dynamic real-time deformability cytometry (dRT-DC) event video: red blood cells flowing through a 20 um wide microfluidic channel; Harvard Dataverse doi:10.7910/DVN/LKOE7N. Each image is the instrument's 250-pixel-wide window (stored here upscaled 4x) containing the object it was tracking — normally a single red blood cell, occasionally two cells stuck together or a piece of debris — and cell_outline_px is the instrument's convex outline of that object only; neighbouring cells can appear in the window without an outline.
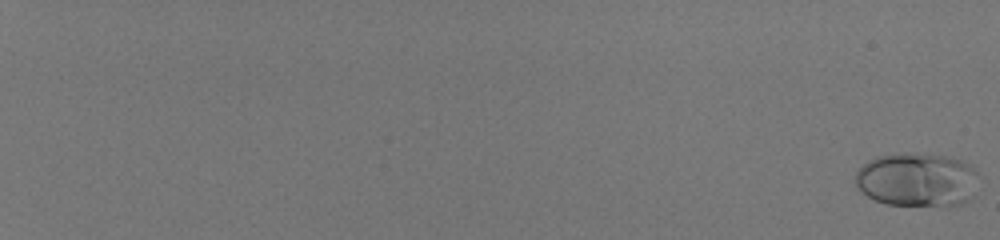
{"species": "human", "species_latin": "Homo sapiens", "temperature_condition": "room temperature", "stored_images_in_passage": 58, "camera_frame_rate_fps": 3000, "um_per_image_px": 0.085, "donor": {"sex": "male"}, "frame": {"image": 1, "passage_image": 1, "time_ms": 0.0, "image_size_px": [1000, 240], "cell_outline_px": [[980, 176], [964, 200], [960, 204], [888, 204], [876, 200], [860, 192], [852, 180], [856, 172], [868, 160], [880, 156], [944, 156], [960, 160], [972, 164]], "centroid_in_image_um": [77.89, 15.28], "position_along_channel_um": 7.1, "area_um2": 37.17}}
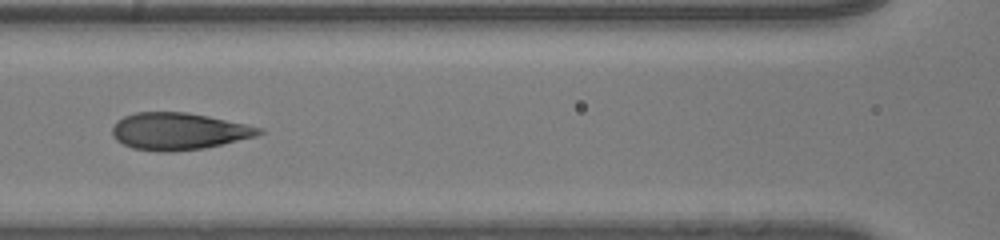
{"frame": {"image": 2, "passage_image": 34, "time_ms": 11.0, "image_size_px": [1000, 240], "cell_outline_px": [[264, 132], [256, 136], [204, 148], [172, 152], [160, 152], [132, 148], [116, 140], [112, 136], [112, 128], [116, 120], [124, 116], [136, 112], [188, 112], [248, 124], [264, 128]], "centroid_in_image_um": [15.18, 11.15], "position_along_channel_um": 151.4, "area_um2": 31.85}}
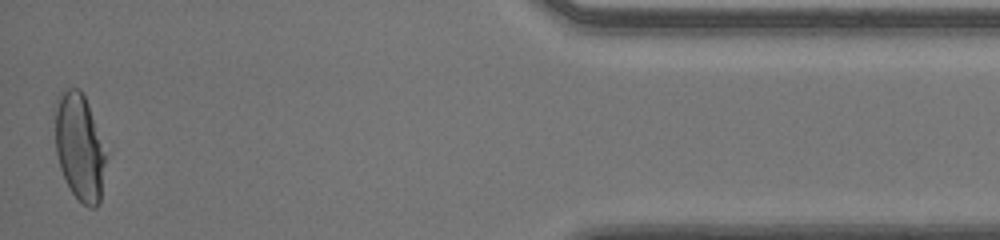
{"frame": {"image": 3, "passage_image": 58, "time_ms": 19.0, "image_size_px": [1000, 240], "cell_outline_px": [[112, 144], [100, 204], [96, 208], [88, 208], [72, 192], [60, 168], [56, 152], [52, 108], [56, 96], [60, 92], [68, 88], [80, 88]], "centroid_in_image_um": [6.87, 12.42], "position_along_channel_um": 428.3, "area_um2": 34.85}, "authors_computed_cell_mechanics": {"area_um2": 32.1079, "velocity_mm_per_s": 4.0894, "shape_relaxation_time_tau1_ms": 6.9061, "shape_relaxation_time_tau2_ms": null, "deformation_change_tau1": 0.2435, "deformation_change_tau2": null}}